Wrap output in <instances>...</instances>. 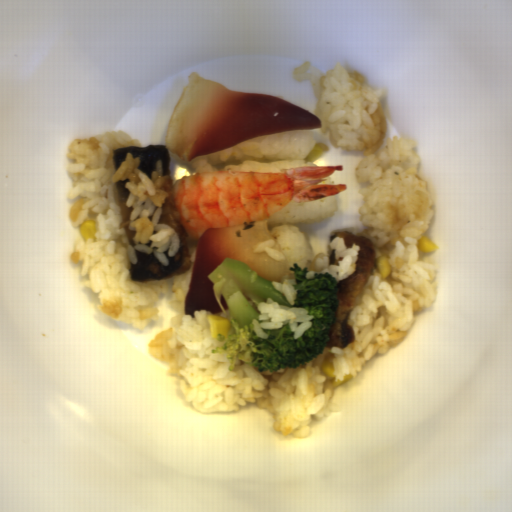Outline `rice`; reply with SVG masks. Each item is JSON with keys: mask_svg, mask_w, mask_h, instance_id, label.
<instances>
[{"mask_svg": "<svg viewBox=\"0 0 512 512\" xmlns=\"http://www.w3.org/2000/svg\"><path fill=\"white\" fill-rule=\"evenodd\" d=\"M310 62L292 71L296 81L311 80L317 102L314 115L321 120L320 131L331 145L345 152L364 151L354 178L357 184L372 183L359 190L364 205L358 208L365 230L355 234L372 240L376 258L387 257L392 270L383 279L374 266L349 314L348 327L355 343L328 349L304 366L270 373L258 372L236 359L229 370L225 354H212L220 345L211 337L207 317L212 312L195 309L185 314L197 246H188L191 265L186 273L173 276L170 306L180 314L170 317L169 328L157 333L147 344L148 354L169 364L166 373L176 374L186 402L201 413H236L247 403L266 409L273 416L275 432L292 438H309V424L338 413L343 398L321 365L326 355L335 380L343 381L362 372L366 361L399 344L415 322V313L432 306L438 297V267L434 260H420L418 241L430 229L436 213L431 179L419 173L421 158L413 148L419 141L406 137L386 138L387 116L381 99L387 85L373 88L363 75L348 72L336 62L320 78L307 72ZM386 138L385 145L381 148ZM381 148V149H380ZM380 149V150H379ZM379 150V151H378Z\"/></svg>", "mask_w": 512, "mask_h": 512, "instance_id": "652b925c", "label": "rice"}, {"mask_svg": "<svg viewBox=\"0 0 512 512\" xmlns=\"http://www.w3.org/2000/svg\"><path fill=\"white\" fill-rule=\"evenodd\" d=\"M138 146L141 141L122 130H112L75 139L68 145L66 173L71 179L67 200L81 198L69 210L72 228L86 220L96 223L95 241L78 239L70 256L73 264L81 262L82 286L98 294V311L135 330L159 318L155 305L160 293L167 294L168 280L134 282L131 264L139 262L137 252L152 255L161 265L168 266V257L174 258L181 249L176 229L159 223L163 204L170 194L163 189L171 174L163 176L162 159L156 160L151 178L138 169L141 157L126 154L115 170L113 149ZM130 179L125 187L130 190L127 206L133 205L130 230L136 231L133 248L128 244L121 222L118 204L112 194V183Z\"/></svg>", "mask_w": 512, "mask_h": 512, "instance_id": "023b6e5f", "label": "rice"}, {"mask_svg": "<svg viewBox=\"0 0 512 512\" xmlns=\"http://www.w3.org/2000/svg\"><path fill=\"white\" fill-rule=\"evenodd\" d=\"M313 131L262 135L190 160L197 173L283 172L291 168L319 167L307 160L314 145Z\"/></svg>", "mask_w": 512, "mask_h": 512, "instance_id": "8eca5e8b", "label": "rice"}, {"mask_svg": "<svg viewBox=\"0 0 512 512\" xmlns=\"http://www.w3.org/2000/svg\"><path fill=\"white\" fill-rule=\"evenodd\" d=\"M338 207L337 193L324 199L303 202H289L270 217L266 218L270 238L259 242L255 253L267 252L282 263L283 273L280 279L295 277L289 271L297 263L303 271H316V255L304 235L302 225H315L327 221ZM306 272V274H307Z\"/></svg>", "mask_w": 512, "mask_h": 512, "instance_id": "acb35da6", "label": "rice"}, {"mask_svg": "<svg viewBox=\"0 0 512 512\" xmlns=\"http://www.w3.org/2000/svg\"><path fill=\"white\" fill-rule=\"evenodd\" d=\"M270 297L266 301L257 304L260 312L259 321L252 318V326L257 336L263 339H269V334L264 330L281 329L288 325L293 333V339L302 337L312 326L315 316L308 313V308L301 306L278 305Z\"/></svg>", "mask_w": 512, "mask_h": 512, "instance_id": "b023fe2a", "label": "rice"}, {"mask_svg": "<svg viewBox=\"0 0 512 512\" xmlns=\"http://www.w3.org/2000/svg\"><path fill=\"white\" fill-rule=\"evenodd\" d=\"M330 246L331 250H333L335 259L339 260L342 258V260L338 261V265H330L328 255L317 257L314 264L316 271H307L305 275L306 279H314L316 273L328 272L333 276L334 280L339 283L340 280L346 279L352 273L357 271L356 262L359 260L361 245L352 243V247H348L346 245L345 238L336 236L332 241H330Z\"/></svg>", "mask_w": 512, "mask_h": 512, "instance_id": "e3fd555f", "label": "rice"}, {"mask_svg": "<svg viewBox=\"0 0 512 512\" xmlns=\"http://www.w3.org/2000/svg\"><path fill=\"white\" fill-rule=\"evenodd\" d=\"M319 185H335L334 181H332L331 179H329L328 177L322 181Z\"/></svg>", "mask_w": 512, "mask_h": 512, "instance_id": "a3056103", "label": "rice"}]
</instances>
